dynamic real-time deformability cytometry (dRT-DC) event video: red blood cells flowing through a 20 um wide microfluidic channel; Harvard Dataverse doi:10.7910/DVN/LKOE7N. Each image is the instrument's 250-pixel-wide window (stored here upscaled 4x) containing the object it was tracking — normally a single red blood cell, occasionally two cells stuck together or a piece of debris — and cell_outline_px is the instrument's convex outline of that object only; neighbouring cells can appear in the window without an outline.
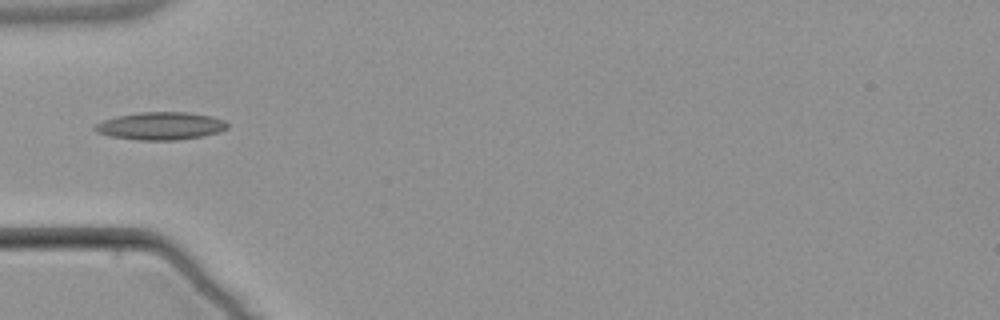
{"species": "common noctule bat (a hibernating species)", "species_latin": "Nyctalus noctula", "temperature_condition": "warm", "stored_images_in_passage": 1, "camera_frame_rate_fps": 3000, "um_per_image_px": 0.085, "animal": {"sex": "male", "body_mass_g": 21.5, "forearm_length_mm": 52.0}, "frame": {"image": 1, "passage_image": 1, "time_ms": 0.0, "image_size_px": [1000, 320], "cell_outline_px": [[228, 128], [220, 132], [204, 136], [176, 140], [136, 140], [112, 136], [96, 132], [92, 128], [96, 124], [104, 120], [116, 116], [140, 112], [188, 112], [208, 116], [224, 120], [228, 124]], "centroid_in_image_um": [13.66, 10.71], "position_along_channel_um": 71.3, "area_um2": 21.39}}